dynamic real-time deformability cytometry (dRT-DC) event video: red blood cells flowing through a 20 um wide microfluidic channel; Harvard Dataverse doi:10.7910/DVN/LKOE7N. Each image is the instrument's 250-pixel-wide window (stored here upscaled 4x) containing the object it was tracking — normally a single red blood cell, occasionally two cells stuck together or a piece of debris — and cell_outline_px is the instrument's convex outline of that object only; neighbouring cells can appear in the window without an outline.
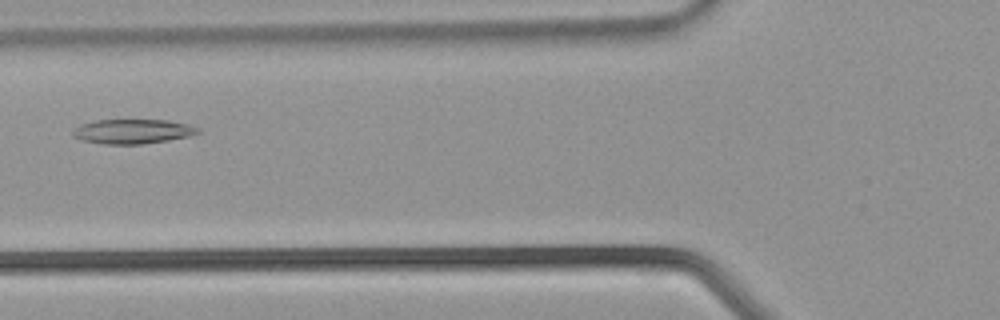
{"species": "common noctule bat (a hibernating species)", "species_latin": "Nyctalus noctula", "temperature_condition": "warm", "stored_images_in_passage": 27, "camera_frame_rate_fps": 3000, "um_per_image_px": 0.085, "animal": {"sex": "male", "body_mass_g": 21.5, "forearm_length_mm": 52.0}, "frame": {"image": 1, "passage_image": 4, "time_ms": 1.0, "image_size_px": [1000, 320], "cell_outline_px": [[200, 132], [188, 136], [168, 140], [140, 144], [100, 144], [80, 140], [72, 136], [72, 128], [80, 124], [96, 120], [168, 120], [188, 124], [200, 128]], "centroid_in_image_um": [11.22, 11.17], "position_along_channel_um": 114.6, "area_um2": 18.03}}
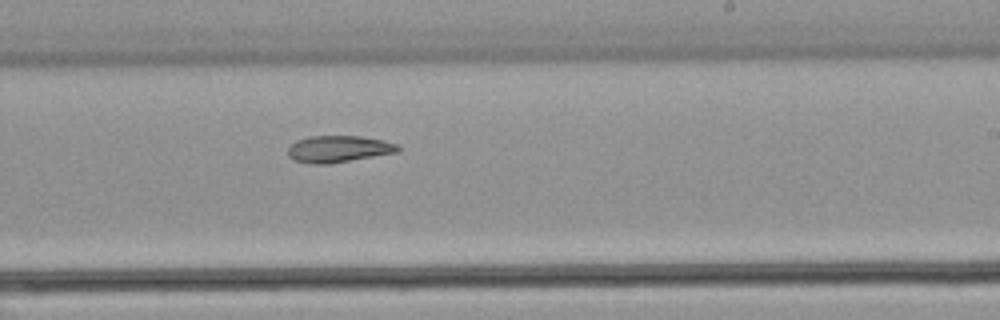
{"frame": {"image": 2, "passage_image": 12, "time_ms": 3.667, "image_size_px": [1000, 320], "cell_outline_px": [[400, 152], [328, 164], [312, 164], [296, 160], [288, 156], [288, 148], [296, 140], [308, 136], [360, 136], [384, 140], [400, 144]], "centroid_in_image_um": [28.82, 12.66], "position_along_channel_um": 260.2, "area_um2": 17.28}}
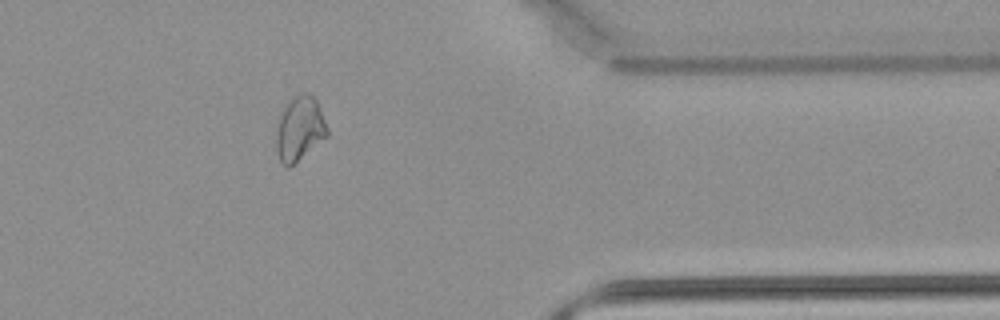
{"frame": {"image": 3, "passage_image": 20, "time_ms": 6.333, "image_size_px": [1000, 320], "cell_outline_px": [[328, 136], [288, 168], [280, 160], [276, 148], [276, 128], [280, 116], [284, 108], [292, 96], [304, 92], [308, 92], [316, 100], [328, 128]], "centroid_in_image_um": [25.47, 10.92], "position_along_channel_um": 385.9, "area_um2": 18.96}}